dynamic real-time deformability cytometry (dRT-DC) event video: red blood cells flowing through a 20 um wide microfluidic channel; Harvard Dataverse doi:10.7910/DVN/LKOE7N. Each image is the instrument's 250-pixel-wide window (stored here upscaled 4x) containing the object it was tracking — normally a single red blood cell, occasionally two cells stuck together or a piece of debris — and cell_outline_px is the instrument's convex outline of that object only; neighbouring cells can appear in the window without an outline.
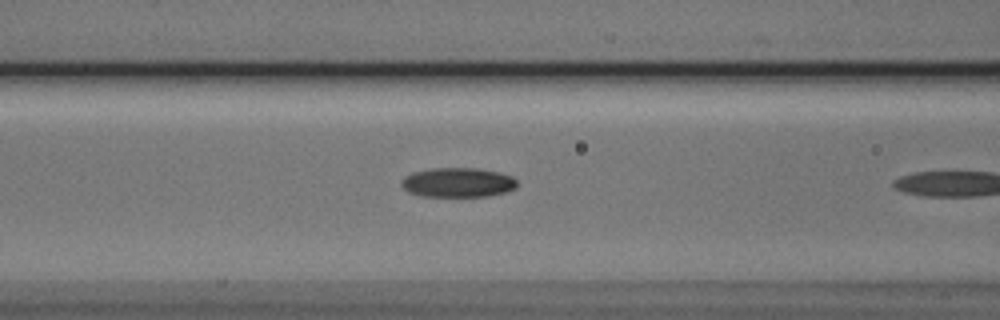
{"species": "Egyptian fruit bat (a non-hibernating species)", "species_latin": "Rousettus aegyptiacus", "temperature_condition": "cold", "stored_images_in_passage": 10, "camera_frame_rate_fps": 3000, "um_per_image_px": 0.085, "animal": {"sex": "male"}, "frame": {"image": 1, "passage_image": 9, "time_ms": 2.667, "image_size_px": [1000, 320], "cell_outline_px": [[516, 188], [508, 192], [488, 196], [420, 196], [408, 192], [400, 184], [400, 180], [404, 176], [412, 172], [432, 168], [476, 168], [496, 172], [512, 176], [516, 180]], "centroid_in_image_um": [38.88, 15.51], "position_along_channel_um": 127.7, "area_um2": 20.0}}